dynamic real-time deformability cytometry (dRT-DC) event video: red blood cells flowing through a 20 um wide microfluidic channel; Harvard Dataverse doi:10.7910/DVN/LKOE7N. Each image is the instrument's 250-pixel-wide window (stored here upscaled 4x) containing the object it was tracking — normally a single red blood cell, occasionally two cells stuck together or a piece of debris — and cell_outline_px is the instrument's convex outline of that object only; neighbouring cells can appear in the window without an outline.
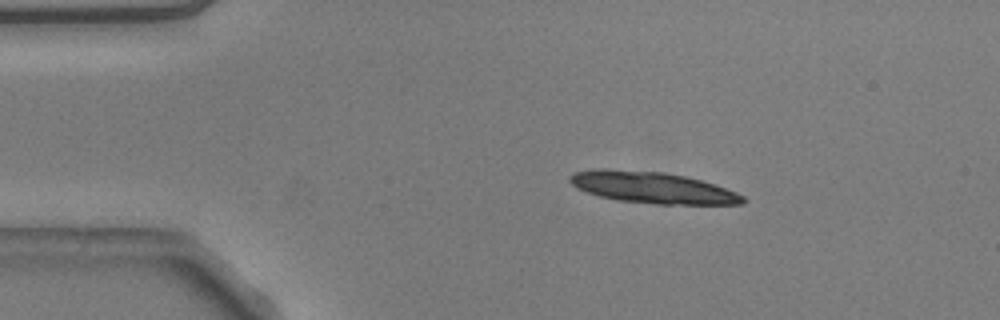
{"species": "common noctule bat (a hibernating species)", "species_latin": "Nyctalus noctula", "temperature_condition": "warm", "stored_images_in_passage": 2, "camera_frame_rate_fps": 3000, "um_per_image_px": 0.085, "animal": {"sex": "male", "body_mass_g": 20.5, "forearm_length_mm": 52.5}, "frame": {"image": 1, "passage_image": 1, "time_ms": 0.0, "image_size_px": [1000, 320], "cell_outline_px": [[748, 200], [744, 204], [656, 204], [616, 200], [600, 196], [576, 188], [568, 180], [568, 176], [576, 172], [592, 168], [604, 168], [664, 172], [684, 176], [716, 184], [736, 192], [744, 196]], "centroid_in_image_um": [55.45, 15.94], "position_along_channel_um": 29.5, "area_um2": 31.91}}